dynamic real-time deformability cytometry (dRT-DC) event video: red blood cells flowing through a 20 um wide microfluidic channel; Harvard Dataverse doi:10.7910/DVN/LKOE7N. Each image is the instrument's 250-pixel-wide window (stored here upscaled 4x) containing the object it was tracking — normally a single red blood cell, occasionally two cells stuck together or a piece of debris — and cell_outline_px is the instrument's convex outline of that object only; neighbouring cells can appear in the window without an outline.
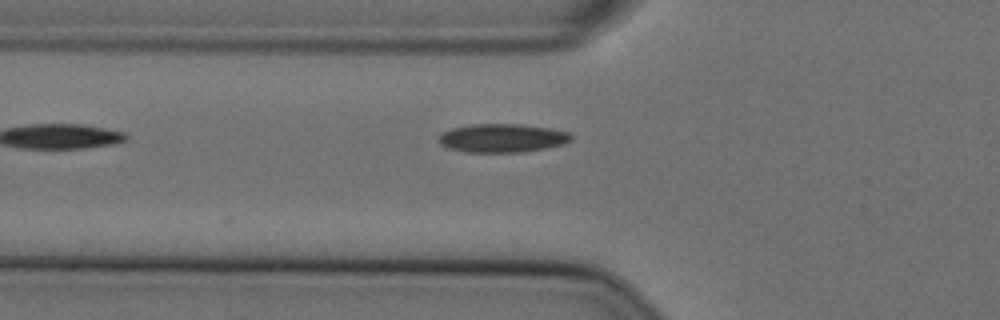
{"species": "Egyptian fruit bat (a non-hibernating species)", "species_latin": "Rousettus aegyptiacus", "temperature_condition": "cold", "stored_images_in_passage": 6, "camera_frame_rate_fps": 3000, "um_per_image_px": 0.085, "animal": {"sex": "female"}, "frame": {"image": 1, "passage_image": 6, "time_ms": 1.667, "image_size_px": [1000, 320], "cell_outline_px": [[572, 140], [560, 144], [544, 148], [520, 152], [464, 152], [448, 148], [440, 144], [436, 140], [444, 132], [452, 128], [472, 124], [520, 124], [552, 128], [568, 132], [572, 136]], "centroid_in_image_um": [42.66, 11.73], "position_along_channel_um": 83.1, "area_um2": 21.96}}